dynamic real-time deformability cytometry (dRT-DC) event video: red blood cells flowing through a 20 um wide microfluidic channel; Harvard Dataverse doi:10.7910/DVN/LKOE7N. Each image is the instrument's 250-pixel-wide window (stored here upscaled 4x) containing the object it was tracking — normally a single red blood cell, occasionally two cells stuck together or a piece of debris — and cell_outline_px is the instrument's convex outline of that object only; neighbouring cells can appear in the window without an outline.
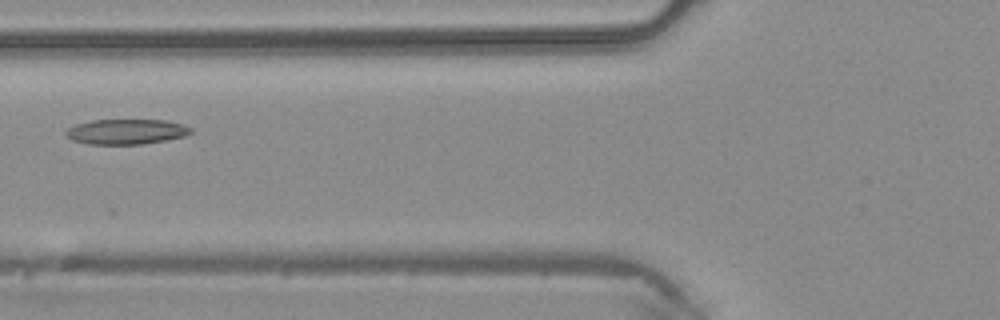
{"species": "common noctule bat (a hibernating species)", "species_latin": "Nyctalus noctula", "temperature_condition": "warm", "stored_images_in_passage": 2, "camera_frame_rate_fps": 3000, "um_per_image_px": 0.085, "animal": {"sex": "male", "body_mass_g": 20.4}, "frame": {"image": 1, "passage_image": 2, "time_ms": 0.333, "image_size_px": [1000, 320], "cell_outline_px": [[192, 132], [184, 136], [164, 140], [140, 144], [88, 144], [72, 140], [64, 132], [68, 128], [76, 124], [92, 120], [164, 120], [184, 124], [192, 128]], "centroid_in_image_um": [10.73, 11.18], "position_along_channel_um": 115.1, "area_um2": 18.21}}